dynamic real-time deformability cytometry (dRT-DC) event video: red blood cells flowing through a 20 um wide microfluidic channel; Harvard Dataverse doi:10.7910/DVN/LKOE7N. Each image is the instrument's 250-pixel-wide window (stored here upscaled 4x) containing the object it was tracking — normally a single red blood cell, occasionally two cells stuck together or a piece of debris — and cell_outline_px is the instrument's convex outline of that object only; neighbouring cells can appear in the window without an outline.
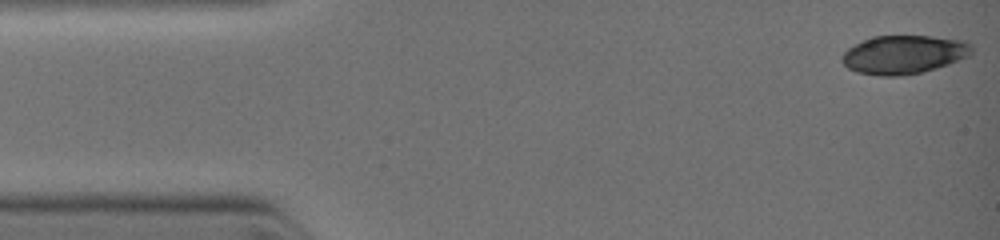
{"species": "common noctule bat (a hibernating species)", "species_latin": "Nyctalus noctula", "temperature_condition": "warm", "stored_images_in_passage": 20, "camera_frame_rate_fps": 3000, "um_per_image_px": 0.085, "animal": {"sex": "female", "body_mass_g": 19.0, "forearm_length_mm": 51.5}, "frame": {"image": 1, "passage_image": 1, "time_ms": 0.0, "image_size_px": [1000, 240], "cell_outline_px": [[972, 56], [948, 64], [920, 72], [904, 76], [880, 76], [856, 72], [848, 68], [840, 60], [840, 56], [848, 48], [872, 36], [928, 36], [960, 40], [972, 44]], "centroid_in_image_um": [76.81, 4.65], "position_along_channel_um": 8.2, "area_um2": 29.19}}
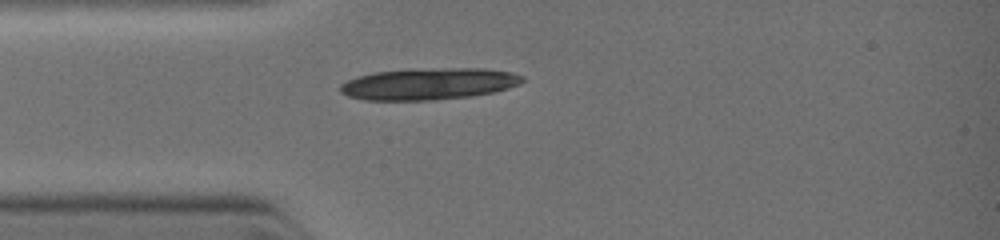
{"frame": {"image": 2, "passage_image": 17, "time_ms": 2.667, "image_size_px": [1000, 240], "cell_outline_px": [[524, 80], [520, 84], [508, 88], [492, 92], [472, 96], [436, 100], [364, 100], [348, 96], [340, 92], [340, 84], [356, 76], [376, 72], [460, 68], [480, 68], [508, 72], [524, 76]], "centroid_in_image_um": [36.43, 7.15], "position_along_channel_um": 48.6, "area_um2": 33.12}}